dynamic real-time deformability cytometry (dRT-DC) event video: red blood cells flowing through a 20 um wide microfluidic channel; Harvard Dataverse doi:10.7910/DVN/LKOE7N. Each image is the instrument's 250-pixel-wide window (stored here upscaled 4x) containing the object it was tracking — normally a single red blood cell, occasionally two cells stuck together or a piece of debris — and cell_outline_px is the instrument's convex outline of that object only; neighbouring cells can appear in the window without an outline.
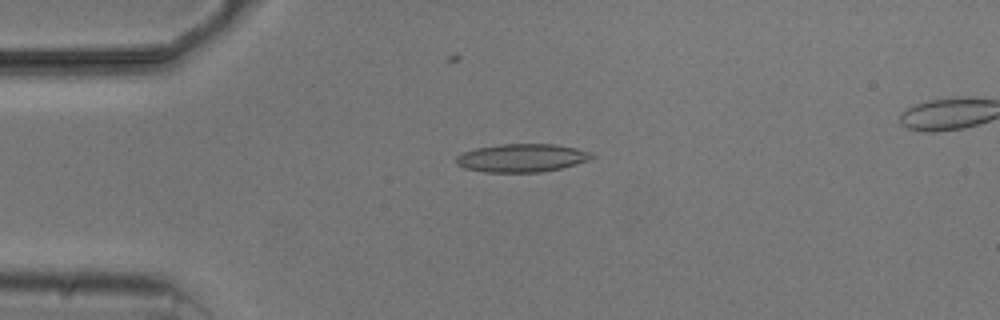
{"species": "common noctule bat (a hibernating species)", "species_latin": "Nyctalus noctula", "temperature_condition": "cold", "stored_images_in_passage": 5, "camera_frame_rate_fps": 3000, "um_per_image_px": 0.085, "animal": {"sex": "male", "body_mass_g": 20.5, "forearm_length_mm": 52.5}, "frame": {"image": 1, "passage_image": 3, "time_ms": 3.333, "image_size_px": [1000, 320], "cell_outline_px": [[596, 156], [588, 160], [576, 164], [560, 168], [540, 172], [484, 172], [464, 168], [456, 164], [456, 156], [464, 152], [476, 148], [500, 144], [556, 144], [576, 148], [592, 152]], "centroid_in_image_um": [44.36, 13.42], "position_along_channel_um": 40.6, "area_um2": 22.31}}